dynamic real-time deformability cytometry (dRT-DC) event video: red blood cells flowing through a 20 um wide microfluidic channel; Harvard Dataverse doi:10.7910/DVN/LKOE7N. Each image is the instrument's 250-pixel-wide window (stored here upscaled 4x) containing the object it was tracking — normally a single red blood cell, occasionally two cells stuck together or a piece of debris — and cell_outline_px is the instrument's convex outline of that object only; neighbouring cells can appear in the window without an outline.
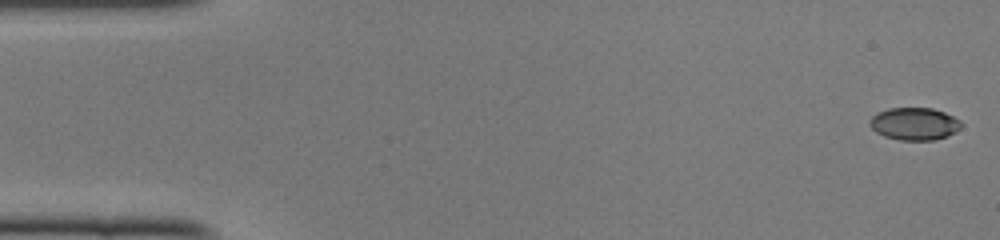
{"species": "common noctule bat (a hibernating species)", "species_latin": "Nyctalus noctula", "temperature_condition": "cold", "stored_images_in_passage": 49, "camera_frame_rate_fps": 3000, "um_per_image_px": 0.085, "animal": {"sex": "female", "body_mass_g": 22.0, "forearm_length_mm": 56.7}, "frame": {"image": 1, "passage_image": 1, "time_ms": 0.0, "image_size_px": [1000, 240], "cell_outline_px": [[964, 124], [956, 132], [948, 136], [936, 140], [900, 140], [884, 136], [876, 132], [868, 124], [868, 120], [876, 112], [888, 108], [932, 108], [944, 112], [960, 120]], "centroid_in_image_um": [77.72, 10.52], "position_along_channel_um": 7.3, "area_um2": 17.57}}
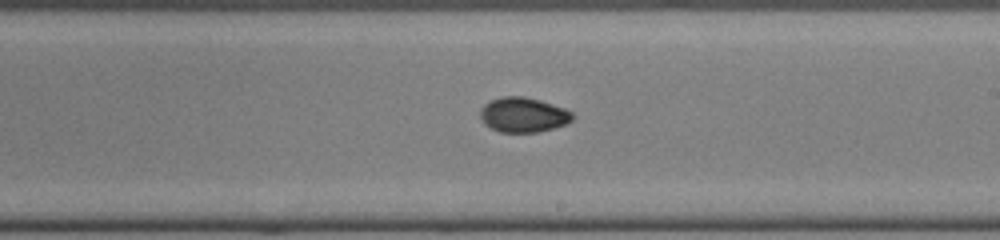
{"frame": {"image": 2, "passage_image": 28, "time_ms": 9.0, "image_size_px": [1000, 240], "cell_outline_px": [[576, 116], [572, 120], [564, 124], [552, 128], [536, 132], [500, 132], [484, 124], [480, 116], [480, 108], [484, 104], [492, 100], [504, 96], [524, 96], [540, 100], [564, 108], [572, 112]], "centroid_in_image_um": [44.47, 9.75], "position_along_channel_um": 244.5, "area_um2": 18.67}}
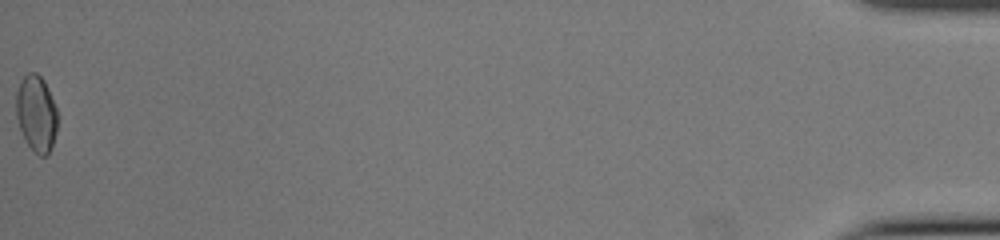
{"frame": {"image": 3, "passage_image": 49, "time_ms": 16.0, "image_size_px": [1000, 240], "cell_outline_px": [[56, 132], [48, 156], [40, 156], [28, 144], [20, 128], [16, 116], [16, 92], [20, 80], [28, 72], [36, 72], [44, 80], [56, 108]], "centroid_in_image_um": [3.07, 9.62], "position_along_channel_um": 432.1, "area_um2": 18.15}, "authors_computed_cell_mechanics": {"area_um2": 18.0914, "velocity_mm_per_s": 4.1165, "shape_relaxation_time_tau1_ms": null, "shape_relaxation_time_tau2_ms": 2.6167, "deformation_change_tau1": null, "deformation_change_tau2": 0.0439}}